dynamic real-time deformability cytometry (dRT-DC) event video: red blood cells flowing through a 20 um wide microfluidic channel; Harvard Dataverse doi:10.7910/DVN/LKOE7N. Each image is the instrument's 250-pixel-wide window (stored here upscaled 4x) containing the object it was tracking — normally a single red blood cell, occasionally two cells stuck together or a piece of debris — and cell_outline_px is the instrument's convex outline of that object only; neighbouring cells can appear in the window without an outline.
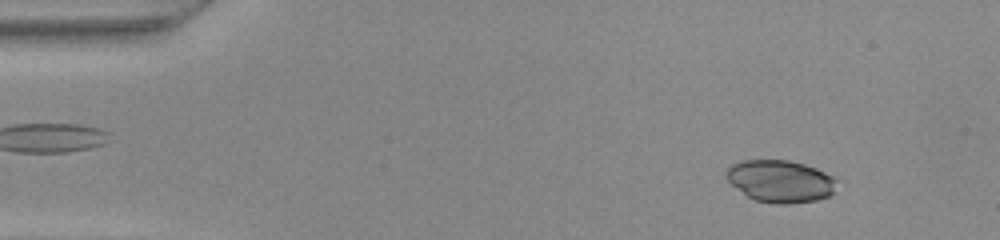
{"species": "common noctule bat (a hibernating species)", "species_latin": "Nyctalus noctula", "temperature_condition": "warm", "stored_images_in_passage": 48, "camera_frame_rate_fps": 3000, "um_per_image_px": 0.085, "animal": {"sex": "female", "body_mass_g": 22.0, "forearm_length_mm": 56.7}, "frame": {"image": 1, "passage_image": 5, "time_ms": 1.333, "image_size_px": [1000, 240], "cell_outline_px": [[836, 192], [828, 196], [816, 200], [788, 204], [776, 204], [752, 200], [732, 184], [724, 176], [724, 172], [732, 164], [744, 160], [788, 160], [804, 164], [816, 168], [832, 176], [836, 180]], "centroid_in_image_um": [66.32, 15.41], "position_along_channel_um": 18.7, "area_um2": 27.34}}
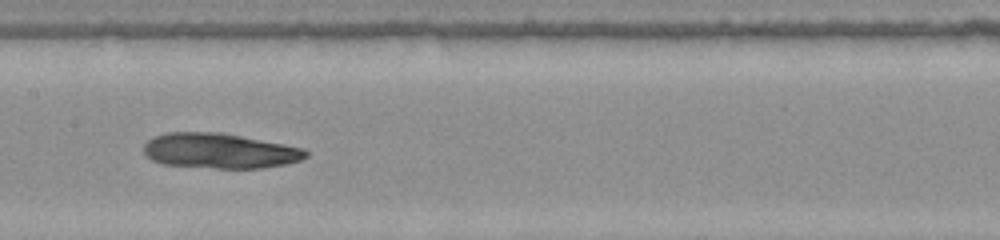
{"frame": {"image": 2, "passage_image": 24, "time_ms": 7.667, "image_size_px": [1000, 240], "cell_outline_px": [[308, 156], [300, 160], [284, 164], [264, 168], [216, 168], [164, 164], [152, 160], [144, 152], [144, 144], [148, 140], [156, 136], [168, 132], [220, 132], [304, 148], [308, 152]], "centroid_in_image_um": [18.68, 12.82], "position_along_channel_um": 188.7, "area_um2": 32.95}}
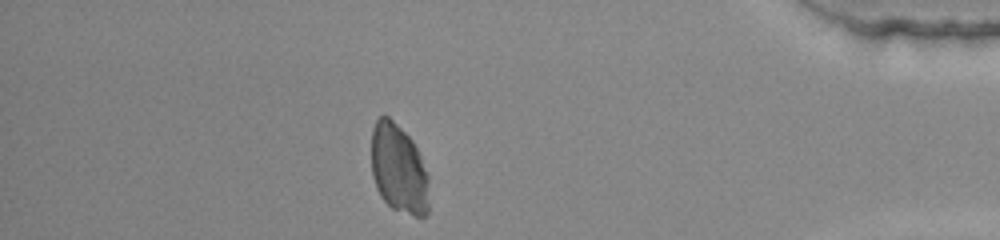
{"frame": {"image": 3, "passage_image": 42, "time_ms": 13.667, "image_size_px": [1000, 240], "cell_outline_px": [[428, 212], [424, 216], [416, 216], [392, 208], [380, 196], [376, 188], [372, 176], [372, 128], [376, 120], [380, 116], [388, 116], [412, 140], [420, 156], [428, 176]], "centroid_in_image_um": [33.87, 14.36], "position_along_channel_um": 401.3, "area_um2": 29.71}}